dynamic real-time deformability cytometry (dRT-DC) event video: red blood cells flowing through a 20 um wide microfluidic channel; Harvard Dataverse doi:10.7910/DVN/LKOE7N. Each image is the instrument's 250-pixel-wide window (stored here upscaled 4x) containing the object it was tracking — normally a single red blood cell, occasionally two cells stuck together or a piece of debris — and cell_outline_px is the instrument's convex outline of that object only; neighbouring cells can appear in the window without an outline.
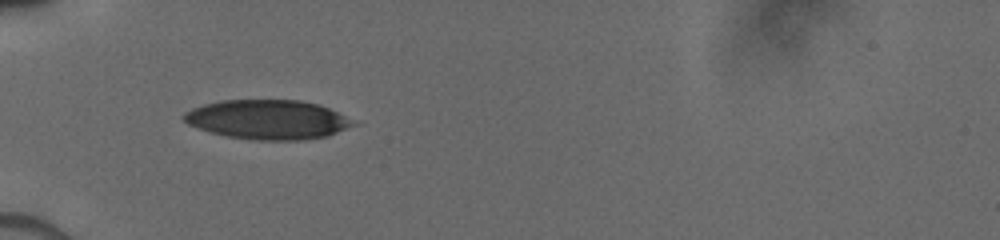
{"species": "human", "species_latin": "Homo sapiens", "temperature_condition": "cold", "stored_images_in_passage": 3, "camera_frame_rate_fps": 3000, "um_per_image_px": 0.085, "donor": {"sex": "male"}, "frame": {"image": 1, "passage_image": 1, "time_ms": 0.0, "image_size_px": [1000, 240], "cell_outline_px": [[360, 124], [328, 136], [300, 140], [260, 140], [228, 136], [212, 132], [188, 124], [180, 116], [184, 112], [192, 108], [204, 104], [220, 100], [300, 100], [320, 104], [356, 120]], "centroid_in_image_um": [22.82, 10.15], "position_along_channel_um": 62.2, "area_um2": 39.13}}
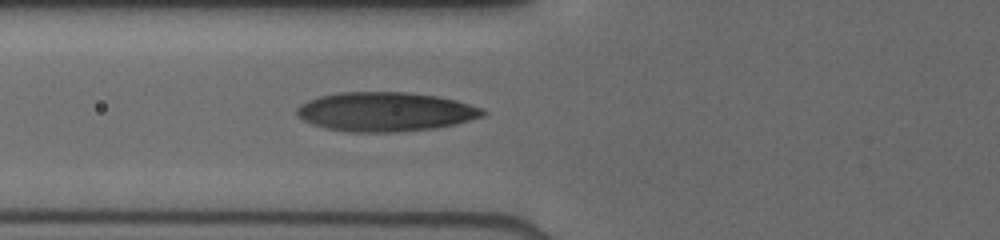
{"frame": {"image": 2, "passage_image": 3, "time_ms": 1.0, "image_size_px": [1000, 240], "cell_outline_px": [[488, 112], [484, 116], [456, 124], [432, 128], [396, 132], [352, 132], [328, 128], [312, 124], [304, 120], [296, 112], [296, 108], [300, 104], [308, 100], [320, 96], [336, 92], [408, 92], [436, 96], [456, 100], [480, 108]], "centroid_in_image_um": [32.76, 9.49], "position_along_channel_um": 93.0, "area_um2": 42.31}}